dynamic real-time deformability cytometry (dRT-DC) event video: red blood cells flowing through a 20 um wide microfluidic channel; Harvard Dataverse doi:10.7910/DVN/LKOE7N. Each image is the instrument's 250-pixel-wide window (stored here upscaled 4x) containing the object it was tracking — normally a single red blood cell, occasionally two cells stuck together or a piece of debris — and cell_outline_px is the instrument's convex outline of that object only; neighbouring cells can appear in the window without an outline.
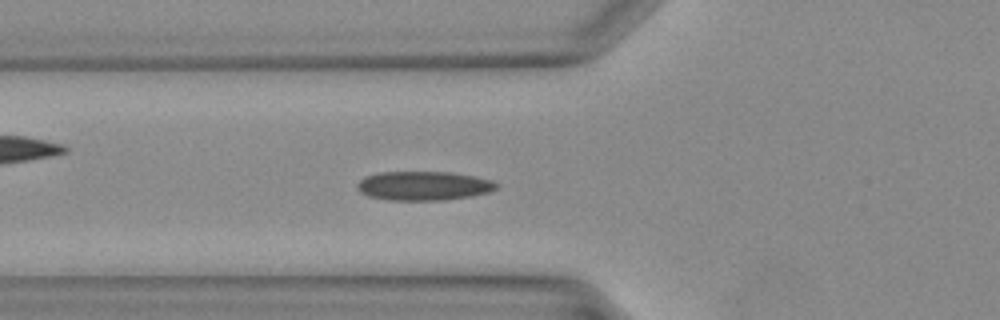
{"species": "Egyptian fruit bat (a non-hibernating species)", "species_latin": "Rousettus aegyptiacus", "temperature_condition": "warm", "stored_images_in_passage": 30, "camera_frame_rate_fps": 3000, "um_per_image_px": 0.085, "animal": {"sex": "female"}, "frame": {"image": 1, "passage_image": 9, "time_ms": 2.667, "image_size_px": [1000, 320], "cell_outline_px": [[500, 184], [496, 188], [488, 192], [472, 196], [444, 200], [388, 200], [368, 196], [360, 192], [356, 188], [356, 184], [364, 176], [380, 172], [448, 172], [472, 176], [492, 180]], "centroid_in_image_um": [35.98, 15.79], "position_along_channel_um": 89.8, "area_um2": 23.64}}